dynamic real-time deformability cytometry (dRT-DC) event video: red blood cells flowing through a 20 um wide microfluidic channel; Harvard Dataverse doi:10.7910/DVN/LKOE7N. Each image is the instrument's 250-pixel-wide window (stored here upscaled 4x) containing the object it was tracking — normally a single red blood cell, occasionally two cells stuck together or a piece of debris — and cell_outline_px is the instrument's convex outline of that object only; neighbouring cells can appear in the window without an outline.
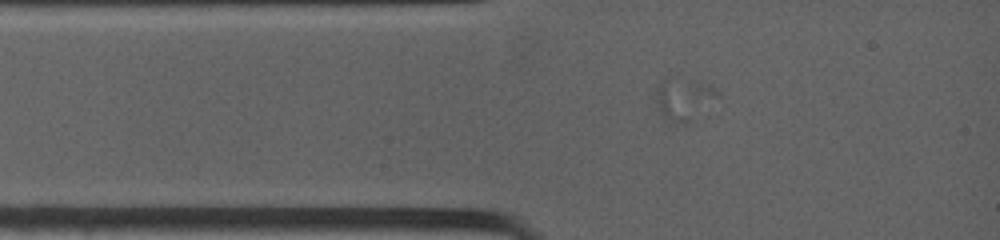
{"species": "common noctule bat (a hibernating species)", "species_latin": "Nyctalus noctula", "temperature_condition": "warm", "stored_images_in_passage": 2, "camera_frame_rate_fps": 4500, "um_per_image_px": 0.085, "animal": {"sex": "female", "body_mass_g": 19.0, "forearm_length_mm": 53.3}, "frame": {"image": 1, "passage_image": 1, "time_ms": 0.0, "image_size_px": [1000, 240], "cell_outline_px": [[720, 96], [684, 124], [680, 124], [664, 120], [660, 112], [656, 100], [656, 88], [668, 72], [680, 72], [712, 84], [720, 92]], "centroid_in_image_um": [58.11, 8.23], "position_along_channel_um": 26.9, "area_um2": 16.42}}